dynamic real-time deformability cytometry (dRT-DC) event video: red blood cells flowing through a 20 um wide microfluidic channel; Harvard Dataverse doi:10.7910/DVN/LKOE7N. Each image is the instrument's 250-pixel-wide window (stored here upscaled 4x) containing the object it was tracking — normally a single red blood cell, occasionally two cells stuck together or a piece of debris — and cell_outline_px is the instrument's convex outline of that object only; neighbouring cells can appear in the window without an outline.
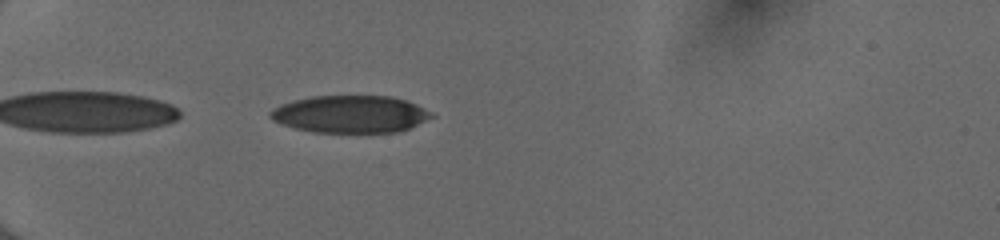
{"species": "human", "species_latin": "Homo sapiens", "temperature_condition": "cold", "stored_images_in_passage": 36, "camera_frame_rate_fps": 3000, "um_per_image_px": 0.085, "donor": {"sex": "female"}, "frame": {"image": 1, "passage_image": 1, "time_ms": 0.0, "image_size_px": [1000, 240], "cell_outline_px": [[436, 116], [400, 132], [312, 132], [280, 124], [272, 120], [268, 116], [268, 112], [272, 108], [280, 104], [312, 96], [392, 96], [416, 104], [432, 112]], "centroid_in_image_um": [29.76, 9.7], "position_along_channel_um": 55.2, "area_um2": 35.2}}
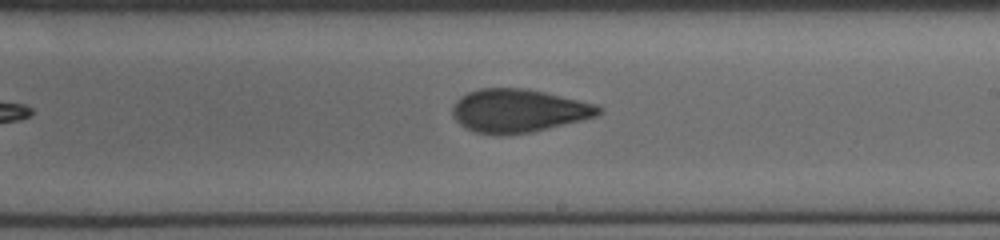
{"frame": {"image": 2, "passage_image": 17, "time_ms": 5.333, "image_size_px": [1000, 240], "cell_outline_px": [[604, 112], [596, 116], [584, 120], [532, 132], [504, 136], [496, 136], [472, 132], [464, 128], [452, 116], [452, 104], [460, 96], [468, 92], [480, 88], [528, 88], [580, 100], [596, 104], [604, 108]], "centroid_in_image_um": [44.06, 9.43], "position_along_channel_um": 244.9, "area_um2": 37.69}}
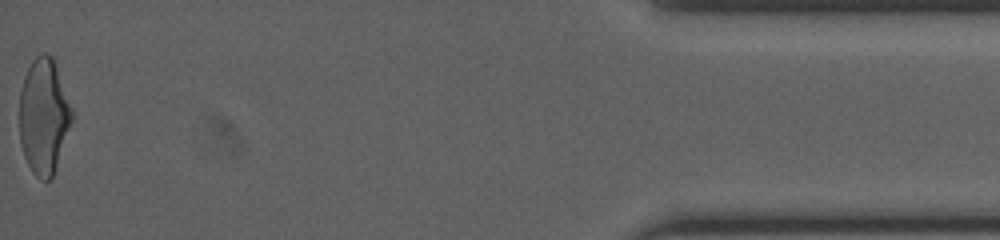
{"frame": {"image": 3, "passage_image": 36, "time_ms": 11.667, "image_size_px": [1000, 240], "cell_outline_px": [[72, 120], [52, 176], [48, 180], [44, 180], [36, 176], [32, 172], [24, 156], [20, 144], [20, 88], [24, 76], [32, 60], [36, 56], [44, 52], [52, 56], [72, 112]], "centroid_in_image_um": [3.68, 9.87], "position_along_channel_um": 431.5, "area_um2": 34.51}, "authors_computed_cell_mechanics": {"area_um2": 36.2406, "velocity_mm_per_s": 4.0717, "shape_relaxation_time_tau1_ms": 4.7874, "shape_relaxation_time_tau2_ms": 1.5453, "deformation_change_tau1": 0.1712, "deformation_change_tau2": 0.0887}}